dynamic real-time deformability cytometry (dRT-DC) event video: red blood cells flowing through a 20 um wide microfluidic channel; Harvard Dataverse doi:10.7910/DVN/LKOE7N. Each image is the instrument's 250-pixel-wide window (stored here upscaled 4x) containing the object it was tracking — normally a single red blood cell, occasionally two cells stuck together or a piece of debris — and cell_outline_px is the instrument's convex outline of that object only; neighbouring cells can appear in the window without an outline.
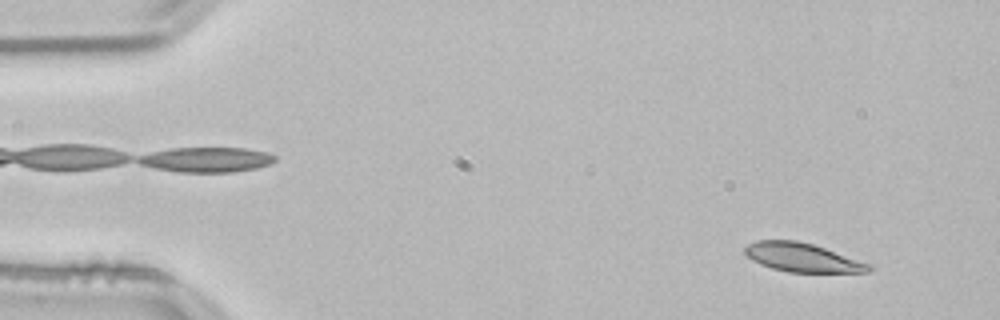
{"species": "common noctule bat (a hibernating species)", "species_latin": "Nyctalus noctula", "temperature_condition": "room temperature", "stored_images_in_passage": 52, "camera_frame_rate_fps": 3000, "um_per_image_px": 0.085, "animal": {"sex": "male", "body_mass_g": 21.5, "forearm_length_mm": 52.0}, "frame": {"image": 1, "passage_image": 4, "time_ms": 1.0, "image_size_px": [1000, 320], "cell_outline_px": [[872, 268], [868, 272], [788, 272], [772, 268], [760, 264], [752, 260], [744, 252], [744, 248], [748, 244], [756, 240], [796, 240], [812, 244], [872, 264]], "centroid_in_image_um": [68.19, 21.88], "position_along_channel_um": 16.8, "area_um2": 20.69}}
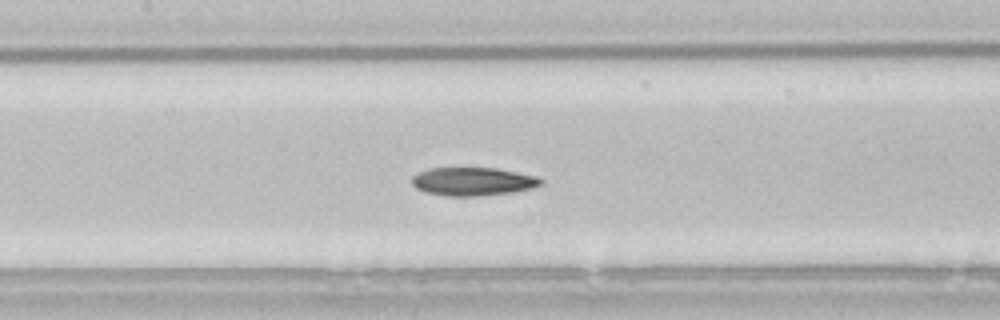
{"frame": {"image": 2, "passage_image": 24, "time_ms": 7.667, "image_size_px": [1000, 320], "cell_outline_px": [[544, 184], [532, 188], [512, 192], [476, 196], [448, 196], [428, 192], [416, 188], [412, 184], [412, 176], [428, 168], [496, 168], [536, 176], [544, 180]], "centroid_in_image_um": [40.22, 15.42], "position_along_channel_um": 167.2, "area_um2": 21.15}}
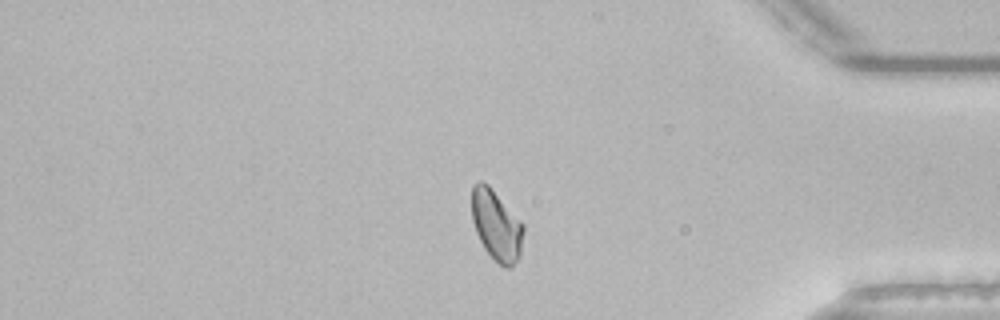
{"frame": {"image": 3, "passage_image": 44, "time_ms": 14.333, "image_size_px": [1000, 320], "cell_outline_px": [[524, 232], [520, 256], [512, 268], [504, 268], [484, 248], [476, 232], [472, 220], [472, 184], [480, 180], [488, 184], [524, 224]], "centroid_in_image_um": [42.21, 19.15], "position_along_channel_um": 393.0, "area_um2": 21.27}, "authors_computed_cell_mechanics": {"area_um2": 21.2415, "velocity_mm_per_s": 3.8062, "shape_relaxation_time_tau1_ms": null, "shape_relaxation_time_tau2_ms": 11.2567, "deformation_change_tau1": null, "deformation_change_tau2": 0.1765}}